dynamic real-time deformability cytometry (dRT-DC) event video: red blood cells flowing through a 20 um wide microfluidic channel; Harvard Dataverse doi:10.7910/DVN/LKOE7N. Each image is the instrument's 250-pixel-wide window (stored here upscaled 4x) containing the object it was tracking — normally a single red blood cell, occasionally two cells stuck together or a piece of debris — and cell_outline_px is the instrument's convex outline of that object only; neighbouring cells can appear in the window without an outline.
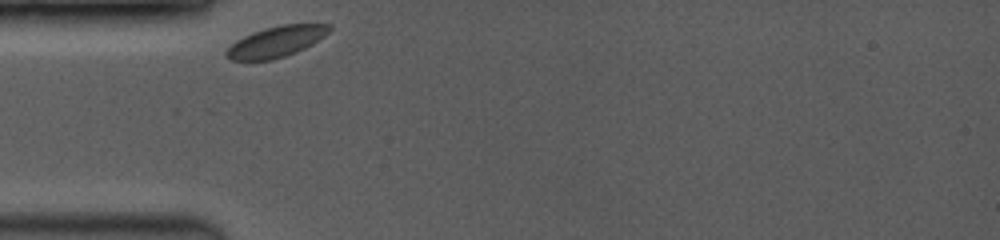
{"species": "common noctule bat (a hibernating species)", "species_latin": "Nyctalus noctula", "temperature_condition": "room temperature", "stored_images_in_passage": 29, "camera_frame_rate_fps": 3500, "um_per_image_px": 0.085, "animal": {"sex": "female", "body_mass_g": 19.0, "forearm_length_mm": 53.3}, "frame": {"image": 1, "passage_image": 1, "time_ms": 0.0, "image_size_px": [1000, 240], "cell_outline_px": [[332, 28], [324, 36], [312, 44], [296, 52], [272, 60], [232, 60], [224, 52], [236, 40], [252, 32], [264, 28], [280, 24], [332, 24]], "centroid_in_image_um": [23.49, 3.53], "position_along_channel_um": 61.5, "area_um2": 18.38}}
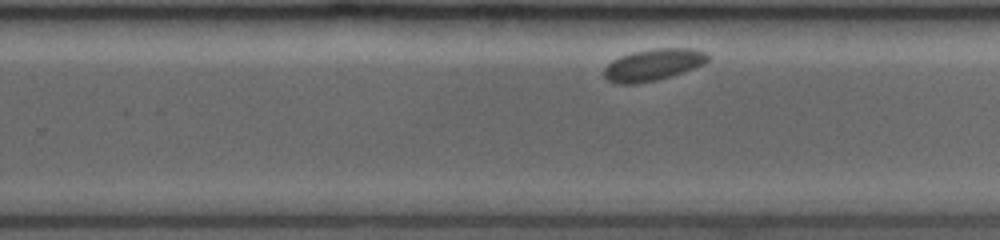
{"frame": {"image": 2, "passage_image": 17, "time_ms": 6.0, "image_size_px": [1000, 240], "cell_outline_px": [[708, 60], [704, 64], [656, 80], [636, 84], [616, 84], [608, 80], [604, 76], [604, 68], [612, 60], [620, 56], [632, 52], [652, 48], [692, 48], [704, 52], [708, 56]], "centroid_in_image_um": [55.47, 5.5], "position_along_channel_um": 274.3, "area_um2": 19.02}}
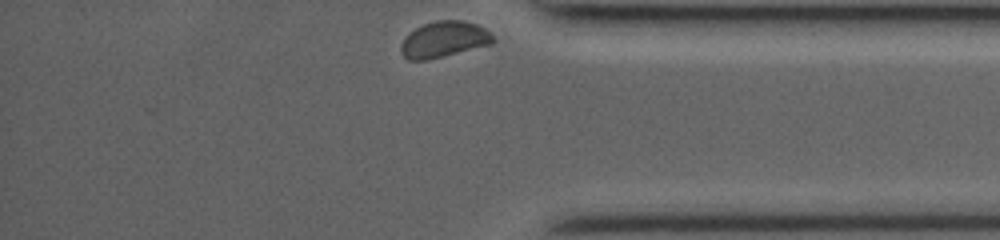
{"frame": {"image": 3, "passage_image": 29, "time_ms": 9.429, "image_size_px": [1000, 240], "cell_outline_px": [[496, 40], [492, 44], [428, 60], [408, 60], [400, 52], [400, 44], [416, 28], [424, 24], [436, 20], [464, 20], [476, 24], [492, 32], [496, 36]], "centroid_in_image_um": [37.8, 3.35], "position_along_channel_um": 397.4, "area_um2": 19.42}}